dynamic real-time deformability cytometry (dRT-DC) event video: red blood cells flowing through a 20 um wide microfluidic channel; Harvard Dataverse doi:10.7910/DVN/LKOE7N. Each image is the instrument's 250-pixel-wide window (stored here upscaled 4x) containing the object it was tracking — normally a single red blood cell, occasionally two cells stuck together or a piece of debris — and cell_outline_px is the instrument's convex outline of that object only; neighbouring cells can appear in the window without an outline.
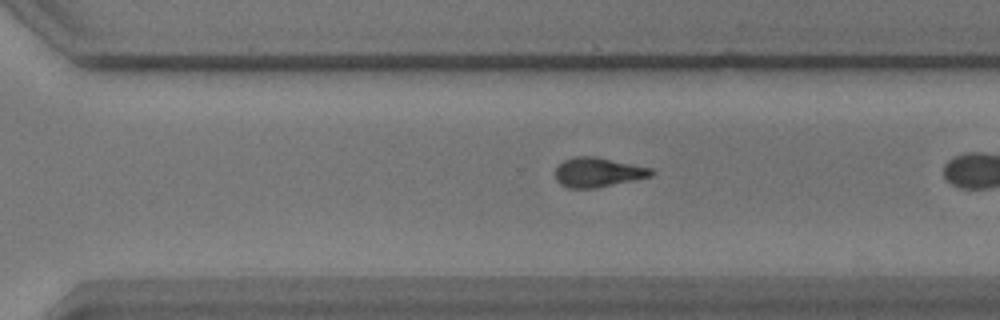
{"species": "common noctule bat (a hibernating species)", "species_latin": "Nyctalus noctula", "temperature_condition": "warm", "stored_images_in_passage": 29, "camera_frame_rate_fps": 3000, "um_per_image_px": 0.085, "animal": {"sex": "male", "body_mass_g": 17.9}, "frame": {"image": 1, "passage_image": 25, "time_ms": 8.0, "image_size_px": [1000, 320], "cell_outline_px": [[656, 172], [652, 176], [596, 188], [568, 188], [560, 184], [556, 180], [556, 168], [564, 160], [576, 156], [596, 156], [652, 168]], "centroid_in_image_um": [50.84, 14.64], "position_along_channel_um": 319.8, "area_um2": 16.53}}